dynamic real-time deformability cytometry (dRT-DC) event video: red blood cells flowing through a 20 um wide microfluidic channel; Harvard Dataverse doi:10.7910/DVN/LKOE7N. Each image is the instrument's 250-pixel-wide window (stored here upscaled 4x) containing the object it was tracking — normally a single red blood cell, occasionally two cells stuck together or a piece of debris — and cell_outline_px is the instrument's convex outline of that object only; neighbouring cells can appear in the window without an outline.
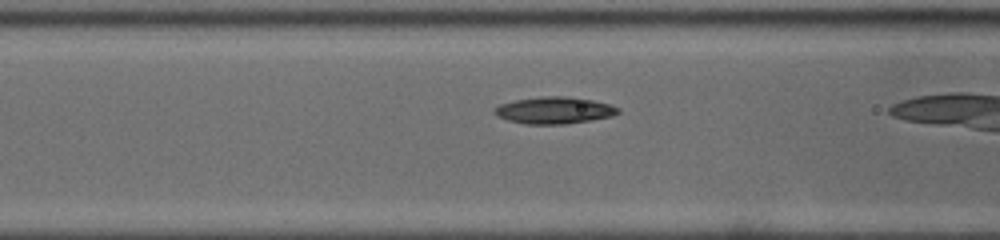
{"species": "common noctule bat (a hibernating species)", "species_latin": "Nyctalus noctula", "temperature_condition": "cold", "stored_images_in_passage": 34, "camera_frame_rate_fps": 3000, "um_per_image_px": 0.085, "animal": {"sex": "male", "body_mass_g": 19.0, "forearm_length_mm": 50.8}, "frame": {"image": 1, "passage_image": 12, "time_ms": 3.667, "image_size_px": [1000, 240], "cell_outline_px": [[620, 112], [612, 116], [592, 120], [564, 124], [524, 124], [508, 120], [496, 116], [492, 112], [500, 104], [516, 100], [540, 96], [564, 96], [592, 100], [612, 104], [620, 108]], "centroid_in_image_um": [47.13, 9.38], "position_along_channel_um": 119.5, "area_um2": 19.42}}
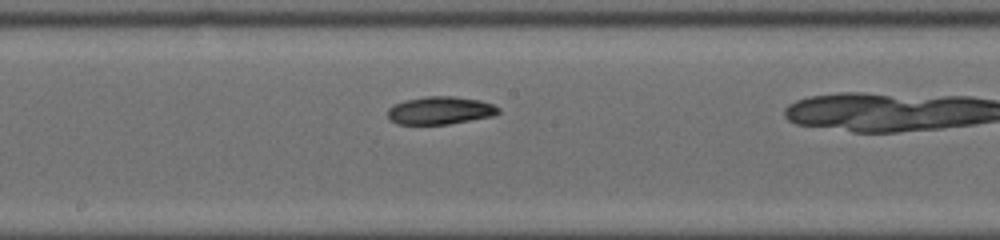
{"frame": {"image": 2, "passage_image": 19, "time_ms": 6.0, "image_size_px": [1000, 240], "cell_outline_px": [[500, 112], [492, 116], [448, 124], [396, 124], [388, 120], [388, 108], [392, 104], [404, 100], [428, 96], [452, 96], [480, 100], [492, 104], [500, 108]], "centroid_in_image_um": [37.37, 9.39], "position_along_channel_um": 210.8, "area_um2": 18.03}}
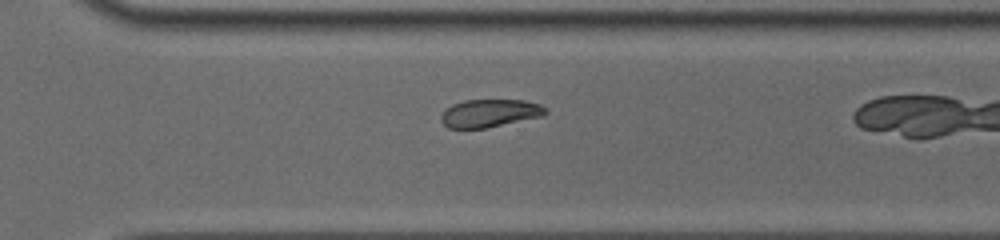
{"frame": {"image": 3, "passage_image": 28, "time_ms": 9.0, "image_size_px": [1000, 240], "cell_outline_px": [[548, 112], [544, 116], [488, 128], [448, 128], [440, 120], [440, 116], [452, 104], [464, 100], [524, 100], [540, 104]], "centroid_in_image_um": [41.65, 9.63], "position_along_channel_um": 329.0, "area_um2": 17.05}, "authors_computed_cell_mechanics": {"area_um2": 18.4671, "velocity_mm_per_s": 3.9311, "shape_relaxation_time_tau1_ms": 3.3908, "shape_relaxation_time_tau2_ms": null, "deformation_change_tau1": 0.0871, "deformation_change_tau2": null}}